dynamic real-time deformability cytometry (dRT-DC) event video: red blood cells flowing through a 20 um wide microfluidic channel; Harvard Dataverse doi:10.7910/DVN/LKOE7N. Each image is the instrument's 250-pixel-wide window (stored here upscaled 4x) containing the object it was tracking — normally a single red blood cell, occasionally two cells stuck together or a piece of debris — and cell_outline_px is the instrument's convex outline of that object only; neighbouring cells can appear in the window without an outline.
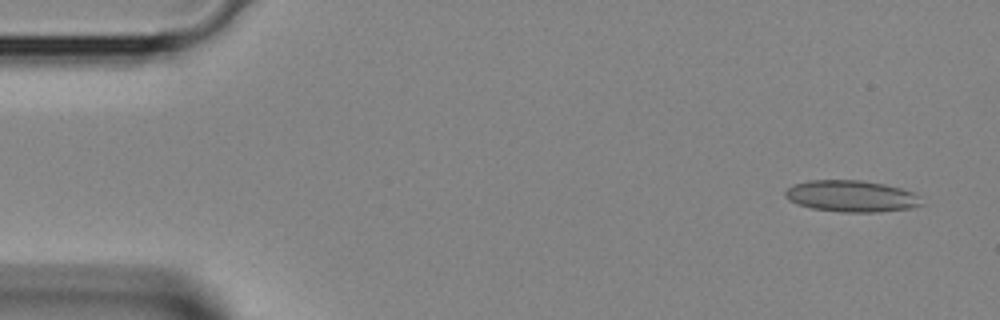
{"species": "Egyptian fruit bat (a non-hibernating species)", "species_latin": "Rousettus aegyptiacus", "temperature_condition": "room temperature", "stored_images_in_passage": 41, "camera_frame_rate_fps": 3000, "um_per_image_px": 0.085, "animal": {"sex": "female"}, "frame": {"image": 1, "passage_image": 2, "time_ms": 0.333, "image_size_px": [1000, 320], "cell_outline_px": [[924, 204], [912, 208], [880, 212], [844, 212], [812, 208], [796, 204], [788, 200], [784, 196], [784, 192], [788, 188], [796, 184], [808, 180], [860, 180], [884, 184], [900, 188], [912, 192], [920, 196]], "centroid_in_image_um": [72.38, 16.68], "position_along_channel_um": 12.6, "area_um2": 25.14}}
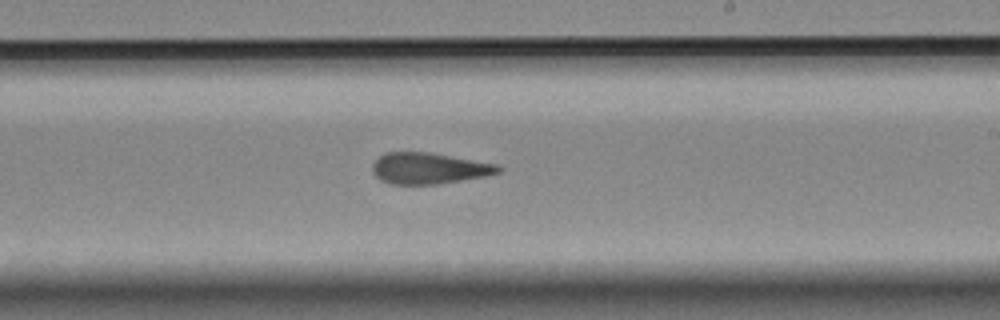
{"frame": {"image": 2, "passage_image": 24, "time_ms": 7.667, "image_size_px": [1000, 320], "cell_outline_px": [[504, 168], [500, 172], [484, 176], [436, 184], [388, 184], [380, 180], [372, 172], [372, 164], [384, 152], [428, 152], [496, 164]], "centroid_in_image_um": [36.42, 14.31], "position_along_channel_um": 252.6, "area_um2": 22.72}}
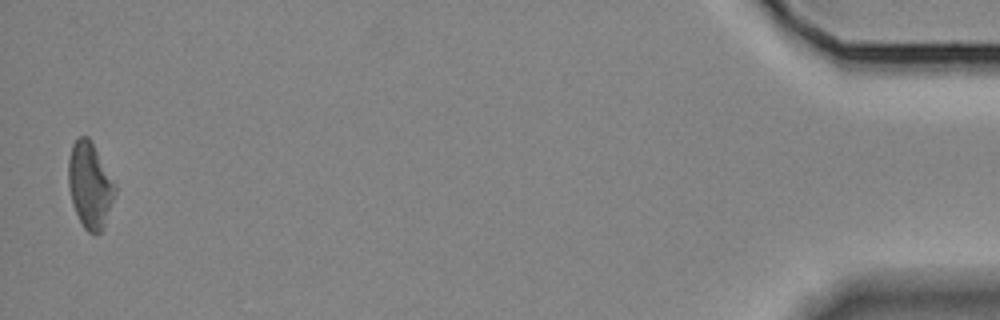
{"frame": {"image": 3, "passage_image": 41, "time_ms": 13.333, "image_size_px": [1000, 320], "cell_outline_px": [[116, 192], [104, 228], [96, 236], [88, 232], [84, 228], [76, 212], [68, 188], [68, 160], [72, 144], [80, 136], [88, 136], [116, 184]], "centroid_in_image_um": [7.65, 15.77], "position_along_channel_um": 427.6, "area_um2": 23.35}}